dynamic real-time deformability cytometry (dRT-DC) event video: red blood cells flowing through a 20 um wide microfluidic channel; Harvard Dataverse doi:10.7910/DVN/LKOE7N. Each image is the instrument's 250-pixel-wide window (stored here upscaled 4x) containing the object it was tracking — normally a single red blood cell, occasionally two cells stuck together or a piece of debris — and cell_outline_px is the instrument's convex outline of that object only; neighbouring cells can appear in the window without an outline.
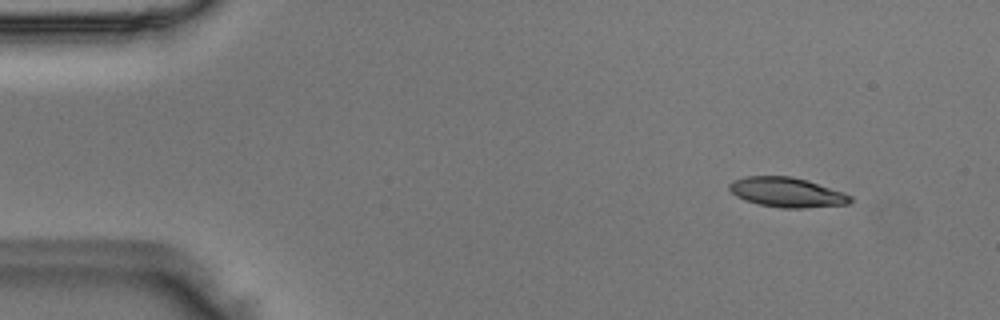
{"species": "Egyptian fruit bat (a non-hibernating species)", "species_latin": "Rousettus aegyptiacus", "temperature_condition": "room temperature", "stored_images_in_passage": 47, "camera_frame_rate_fps": 3000, "um_per_image_px": 0.085, "animal": {"sex": "male"}, "frame": {"image": 1, "passage_image": 1, "time_ms": 0.0, "image_size_px": [1000, 320], "cell_outline_px": [[852, 200], [848, 204], [800, 208], [780, 208], [760, 204], [744, 200], [736, 196], [728, 188], [728, 184], [732, 180], [744, 176], [792, 176], [808, 180], [844, 192], [852, 196]], "centroid_in_image_um": [66.87, 16.33], "position_along_channel_um": 18.1, "area_um2": 21.1}}
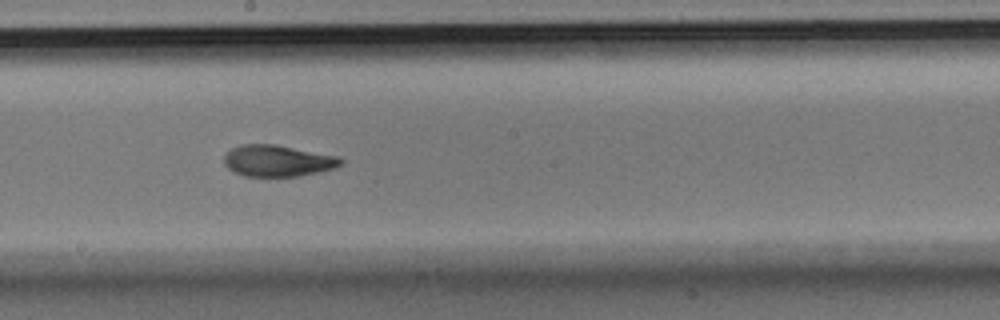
{"frame": {"image": 2, "passage_image": 24, "time_ms": 7.667, "image_size_px": [1000, 320], "cell_outline_px": [[344, 164], [336, 168], [320, 172], [300, 176], [244, 176], [228, 168], [224, 164], [224, 156], [232, 148], [240, 144], [276, 144], [340, 156], [344, 160]], "centroid_in_image_um": [23.67, 13.66], "position_along_channel_um": 224.5, "area_um2": 21.68}}
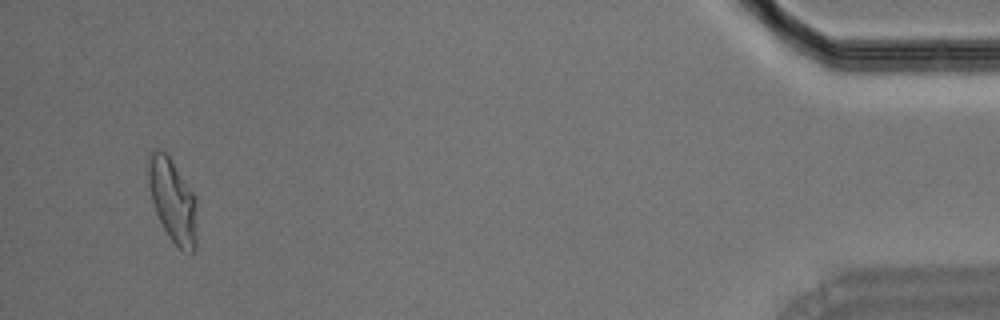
{"frame": {"image": 3, "passage_image": 45, "time_ms": 14.667, "image_size_px": [1000, 320], "cell_outline_px": [[196, 248], [192, 252], [184, 252], [168, 236], [156, 212], [152, 200], [148, 184], [148, 156], [152, 148], [156, 148], [164, 152], [168, 156], [196, 196]], "centroid_in_image_um": [14.68, 17.03], "position_along_channel_um": 420.5, "area_um2": 23.52}}